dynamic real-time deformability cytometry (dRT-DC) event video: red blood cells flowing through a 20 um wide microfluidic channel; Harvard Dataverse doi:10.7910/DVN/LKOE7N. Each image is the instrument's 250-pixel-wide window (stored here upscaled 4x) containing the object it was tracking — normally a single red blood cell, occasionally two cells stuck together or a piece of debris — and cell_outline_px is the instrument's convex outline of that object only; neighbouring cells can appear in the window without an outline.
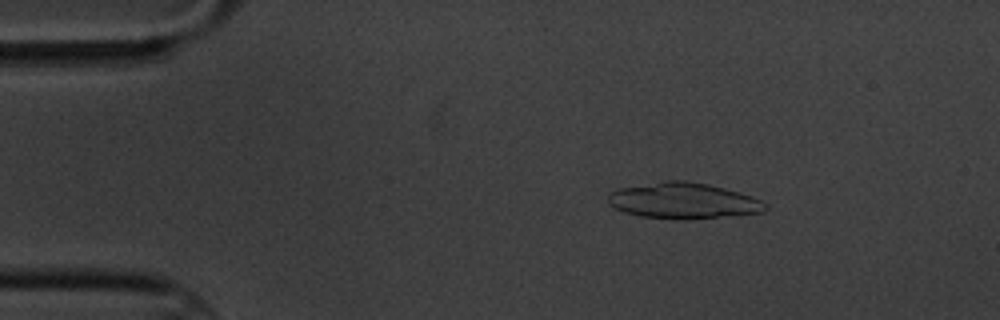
{"species": "common noctule bat (a hibernating species)", "species_latin": "Nyctalus noctula", "temperature_condition": "cold", "stored_images_in_passage": 4, "camera_frame_rate_fps": 3000, "um_per_image_px": 0.085, "animal": {"sex": "male", "body_mass_g": 20.1, "forearm_length_mm": 53.5}, "frame": {"image": 1, "passage_image": 2, "time_ms": 1.0, "image_size_px": [1000, 320], "cell_outline_px": [[768, 208], [764, 212], [676, 220], [640, 216], [624, 212], [608, 204], [608, 196], [612, 192], [620, 188], [664, 180], [684, 180], [708, 184], [740, 192], [752, 196], [768, 204]], "centroid_in_image_um": [58.08, 17.05], "position_along_channel_um": 26.9, "area_um2": 32.83}}